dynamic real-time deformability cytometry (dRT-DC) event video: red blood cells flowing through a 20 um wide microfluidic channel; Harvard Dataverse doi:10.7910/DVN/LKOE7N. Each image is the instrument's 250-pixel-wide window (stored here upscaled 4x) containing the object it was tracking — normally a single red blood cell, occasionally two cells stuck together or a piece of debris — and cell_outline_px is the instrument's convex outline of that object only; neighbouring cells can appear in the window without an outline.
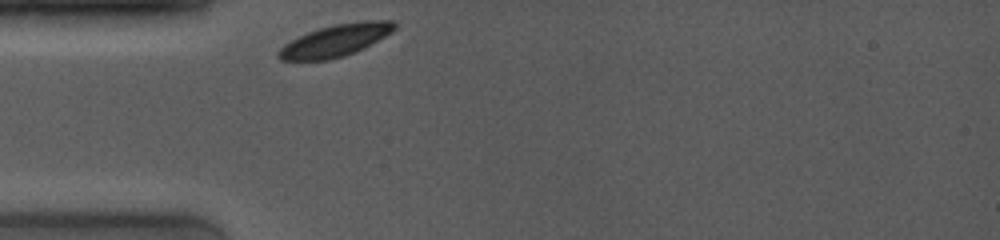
{"species": "common noctule bat (a hibernating species)", "species_latin": "Nyctalus noctula", "temperature_condition": "room temperature", "stored_images_in_passage": 39, "camera_frame_rate_fps": 4000, "um_per_image_px": 0.085, "animal": {"sex": "female", "body_mass_g": 19.0, "forearm_length_mm": 53.3}, "frame": {"image": 1, "passage_image": 1, "time_ms": 0.0, "image_size_px": [1000, 240], "cell_outline_px": [[396, 28], [392, 32], [364, 48], [356, 52], [344, 56], [328, 60], [280, 60], [276, 56], [276, 52], [284, 44], [308, 32], [320, 28], [336, 24], [372, 20], [396, 20]], "centroid_in_image_um": [28.53, 3.45], "position_along_channel_um": 56.5, "area_um2": 21.56}}
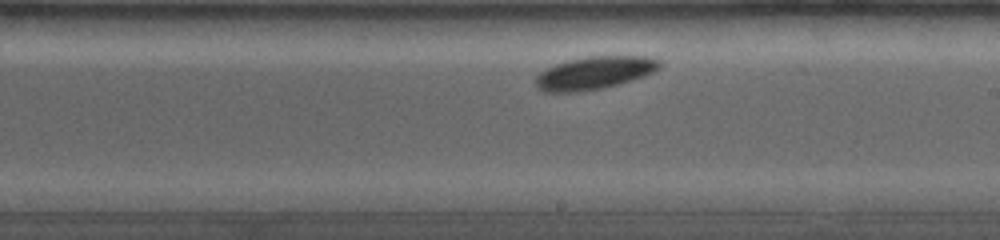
{"frame": {"image": 2, "passage_image": 21, "time_ms": 5.0, "image_size_px": [1000, 240], "cell_outline_px": [[660, 68], [644, 76], [632, 80], [604, 88], [580, 92], [544, 92], [536, 88], [536, 76], [544, 68], [568, 60], [588, 56], [644, 56], [660, 60]], "centroid_in_image_um": [50.49, 6.2], "position_along_channel_um": 238.5, "area_um2": 23.81}}
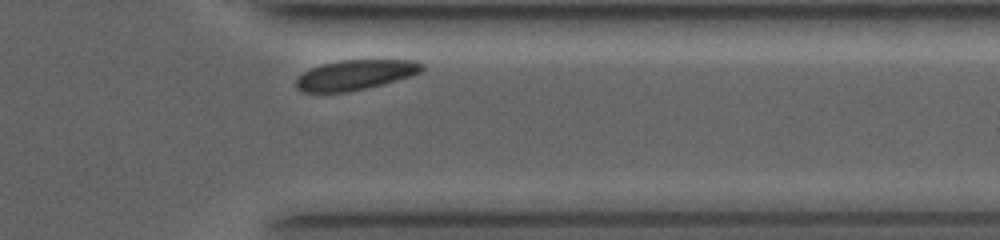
{"frame": {"image": 3, "passage_image": 36, "time_ms": 8.75, "image_size_px": [1000, 240], "cell_outline_px": [[424, 68], [420, 72], [396, 80], [348, 92], [300, 92], [296, 88], [296, 80], [304, 72], [312, 68], [324, 64], [340, 60], [416, 60], [424, 64]], "centroid_in_image_um": [30.19, 6.36], "position_along_channel_um": 381.2, "area_um2": 21.68}, "authors_computed_cell_mechanics": {"area_um2": 22.7732, "velocity_mm_per_s": 3.75, "shape_relaxation_time_tau1_ms": 0.5448, "shape_relaxation_time_tau2_ms": null, "deformation_change_tau1": 0.0641, "deformation_change_tau2": null}}